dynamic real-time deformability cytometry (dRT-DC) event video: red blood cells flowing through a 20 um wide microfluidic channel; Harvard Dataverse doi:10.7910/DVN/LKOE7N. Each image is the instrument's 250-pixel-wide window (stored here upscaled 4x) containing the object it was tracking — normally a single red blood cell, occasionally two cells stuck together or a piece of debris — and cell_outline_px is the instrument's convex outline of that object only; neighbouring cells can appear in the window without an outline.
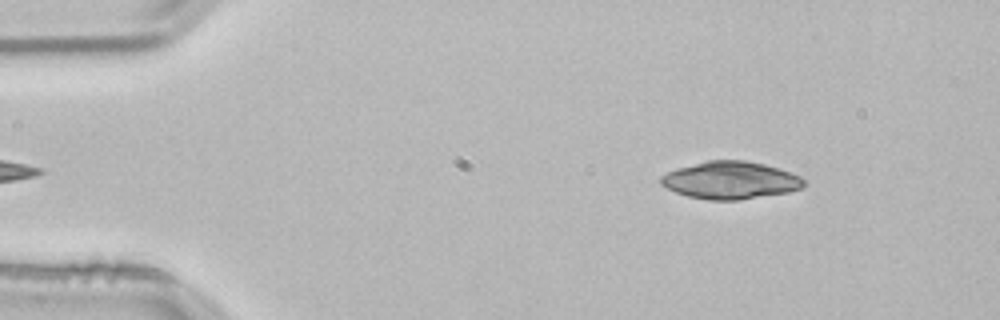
{"species": "common noctule bat (a hibernating species)", "species_latin": "Nyctalus noctula", "temperature_condition": "room temperature", "stored_images_in_passage": 47, "camera_frame_rate_fps": 3000, "um_per_image_px": 0.085, "animal": {"sex": "male", "body_mass_g": 21.5, "forearm_length_mm": 52.0}, "frame": {"image": 1, "passage_image": 2, "time_ms": 0.333, "image_size_px": [1000, 320], "cell_outline_px": [[804, 184], [800, 188], [788, 192], [740, 200], [708, 200], [688, 196], [676, 192], [660, 184], [660, 176], [676, 168], [708, 160], [744, 160], [764, 164], [780, 168], [800, 176], [804, 180]], "centroid_in_image_um": [62.07, 15.32], "position_along_channel_um": 22.9, "area_um2": 31.21}}